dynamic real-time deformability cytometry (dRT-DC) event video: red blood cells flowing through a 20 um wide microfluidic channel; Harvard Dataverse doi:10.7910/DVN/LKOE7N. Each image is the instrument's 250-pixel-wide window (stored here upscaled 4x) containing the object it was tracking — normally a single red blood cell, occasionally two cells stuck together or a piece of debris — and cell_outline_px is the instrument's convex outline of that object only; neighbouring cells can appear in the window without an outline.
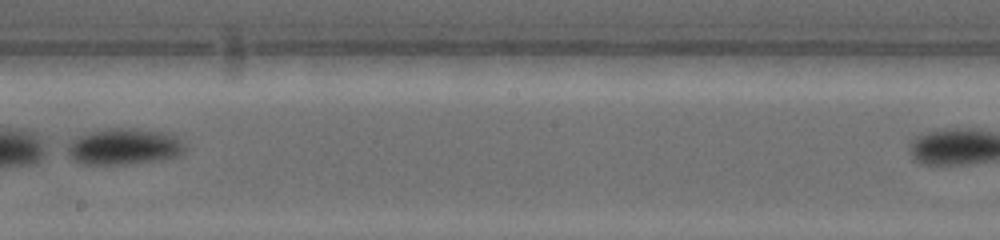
{"species": "common noctule bat (a hibernating species)", "species_latin": "Nyctalus noctula", "temperature_condition": "warm", "stored_images_in_passage": 10, "camera_frame_rate_fps": 4500, "um_per_image_px": 0.085, "animal": {"sex": "female", "body_mass_g": 19.0, "forearm_length_mm": 53.3}, "frame": {"image": 1, "passage_image": 10, "time_ms": 5.111, "image_size_px": [1000, 240], "cell_outline_px": [[180, 152], [168, 156], [152, 160], [124, 164], [80, 164], [72, 160], [68, 152], [68, 148], [72, 140], [88, 132], [108, 128], [132, 128], [160, 132], [172, 136], [180, 144]], "centroid_in_image_um": [10.35, 12.45], "position_along_channel_um": 237.8, "area_um2": 23.52}}